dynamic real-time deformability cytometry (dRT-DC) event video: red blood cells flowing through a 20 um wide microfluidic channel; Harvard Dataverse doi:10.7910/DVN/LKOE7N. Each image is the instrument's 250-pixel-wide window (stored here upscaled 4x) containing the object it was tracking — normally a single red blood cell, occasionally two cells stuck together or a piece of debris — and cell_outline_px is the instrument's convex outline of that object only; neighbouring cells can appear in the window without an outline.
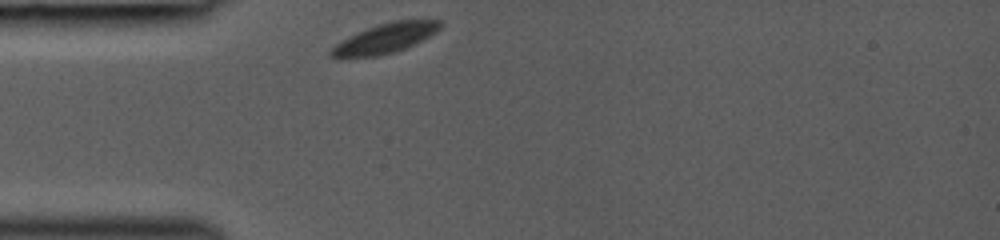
{"species": "common noctule bat (a hibernating species)", "species_latin": "Nyctalus noctula", "temperature_condition": "room temperature", "stored_images_in_passage": 28, "camera_frame_rate_fps": 3000, "um_per_image_px": 0.085, "animal": {"sex": "female", "body_mass_g": 19.0, "forearm_length_mm": 53.3}, "frame": {"image": 1, "passage_image": 1, "time_ms": 0.0, "image_size_px": [1000, 240], "cell_outline_px": [[440, 28], [436, 32], [396, 52], [376, 56], [344, 60], [340, 60], [328, 56], [328, 52], [336, 44], [368, 28], [380, 24], [396, 20], [440, 20]], "centroid_in_image_um": [32.64, 3.32], "position_along_channel_um": 52.4, "area_um2": 18.73}}
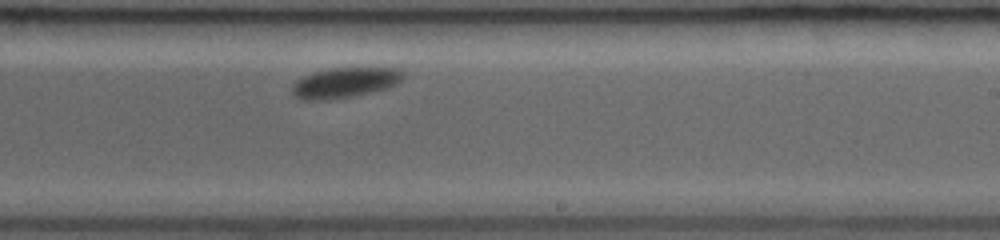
{"frame": {"image": 2, "passage_image": 17, "time_ms": 5.333, "image_size_px": [1000, 240], "cell_outline_px": [[404, 76], [396, 84], [388, 88], [352, 96], [328, 100], [304, 100], [296, 96], [292, 92], [292, 84], [296, 80], [312, 72], [332, 68], [400, 68], [404, 72]], "centroid_in_image_um": [29.31, 7.02], "position_along_channel_um": 259.7, "area_um2": 19.54}}
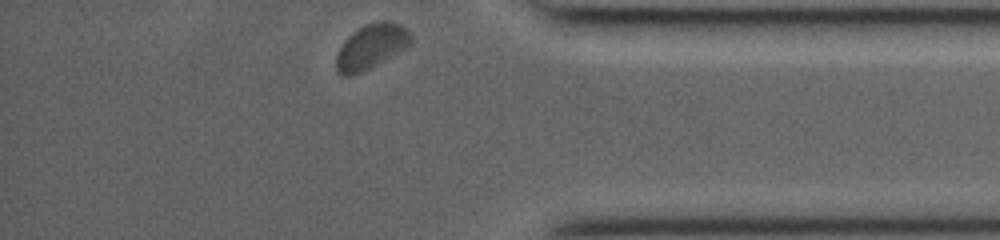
{"frame": {"image": 3, "passage_image": 28, "time_ms": 9.0, "image_size_px": [1000, 240], "cell_outline_px": [[412, 40], [404, 48], [368, 68], [360, 72], [348, 76], [340, 76], [336, 72], [336, 56], [344, 40], [348, 36], [364, 24], [380, 20], [392, 20], [400, 24], [412, 36]], "centroid_in_image_um": [31.51, 3.92], "position_along_channel_um": 403.7, "area_um2": 19.13}}